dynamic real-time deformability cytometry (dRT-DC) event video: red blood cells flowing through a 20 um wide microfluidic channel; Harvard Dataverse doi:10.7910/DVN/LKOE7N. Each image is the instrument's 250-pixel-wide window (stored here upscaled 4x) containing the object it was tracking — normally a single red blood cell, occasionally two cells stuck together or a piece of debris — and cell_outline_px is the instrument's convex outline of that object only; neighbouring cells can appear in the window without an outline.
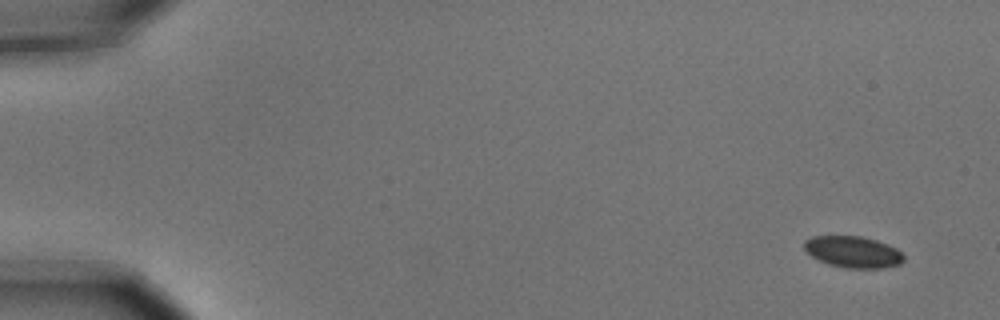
{"species": "common noctule bat (a hibernating species)", "species_latin": "Nyctalus noctula", "temperature_condition": "cold", "stored_images_in_passage": 5, "camera_frame_rate_fps": 3000, "um_per_image_px": 0.085, "animal": {"sex": "male", "body_mass_g": 15.6}, "frame": {"image": 1, "passage_image": 1, "time_ms": 0.0, "image_size_px": [1000, 320], "cell_outline_px": [[904, 260], [900, 264], [884, 268], [844, 268], [828, 264], [812, 256], [804, 248], [804, 240], [812, 236], [860, 236], [876, 240], [888, 244], [896, 248], [904, 256]], "centroid_in_image_um": [72.52, 21.41], "position_along_channel_um": 12.5, "area_um2": 18.26}}